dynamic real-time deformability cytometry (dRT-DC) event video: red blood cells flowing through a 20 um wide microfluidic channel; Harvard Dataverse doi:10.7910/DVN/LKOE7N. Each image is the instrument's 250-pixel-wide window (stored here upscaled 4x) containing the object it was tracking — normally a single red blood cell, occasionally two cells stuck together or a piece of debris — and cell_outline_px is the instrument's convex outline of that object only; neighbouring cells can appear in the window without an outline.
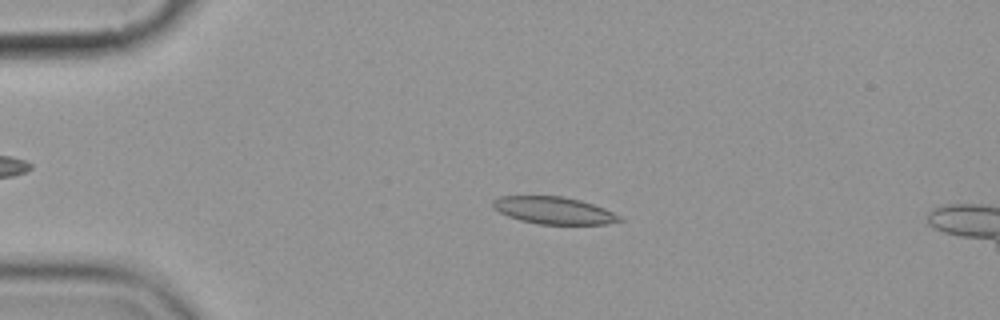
{"species": "common noctule bat (a hibernating species)", "species_latin": "Nyctalus noctula", "temperature_condition": "cold", "stored_images_in_passage": 4, "camera_frame_rate_fps": 3000, "um_per_image_px": 0.085, "animal": {"sex": "female", "body_mass_g": 19.9}, "frame": {"image": 1, "passage_image": 3, "time_ms": 2.333, "image_size_px": [1000, 320], "cell_outline_px": [[624, 220], [608, 224], [536, 224], [520, 220], [508, 216], [492, 208], [492, 200], [500, 196], [564, 196], [580, 200], [604, 208], [620, 216]], "centroid_in_image_um": [47.05, 17.88], "position_along_channel_um": 37.9, "area_um2": 20.11}}